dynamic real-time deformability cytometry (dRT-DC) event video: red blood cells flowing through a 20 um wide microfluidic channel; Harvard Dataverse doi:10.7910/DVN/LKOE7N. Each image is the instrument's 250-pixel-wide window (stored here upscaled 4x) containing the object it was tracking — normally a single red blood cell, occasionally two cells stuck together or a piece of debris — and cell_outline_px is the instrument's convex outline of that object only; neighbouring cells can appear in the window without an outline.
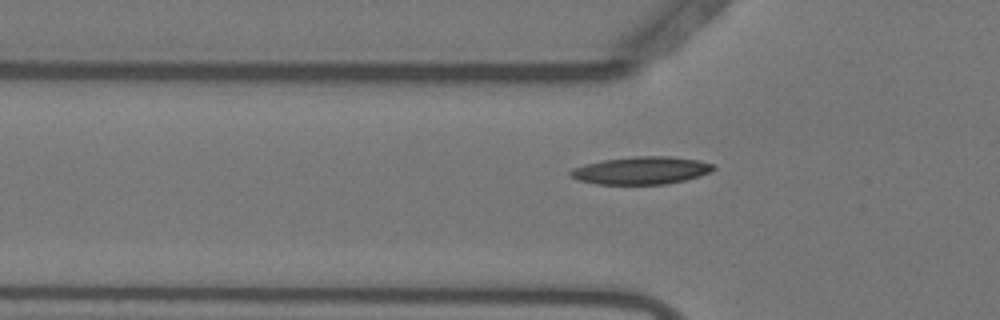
{"species": "Egyptian fruit bat (a non-hibernating species)", "species_latin": "Rousettus aegyptiacus", "temperature_condition": "warm", "stored_images_in_passage": 22, "camera_frame_rate_fps": 3000, "um_per_image_px": 0.085, "animal": {"sex": "female"}, "frame": {"image": 1, "passage_image": 2, "time_ms": 0.333, "image_size_px": [1000, 320], "cell_outline_px": [[716, 168], [700, 176], [684, 180], [664, 184], [596, 184], [576, 180], [568, 172], [572, 168], [584, 164], [604, 160], [636, 156], [668, 156], [696, 160], [712, 164]], "centroid_in_image_um": [54.46, 14.49], "position_along_channel_um": 71.3, "area_um2": 22.83}}
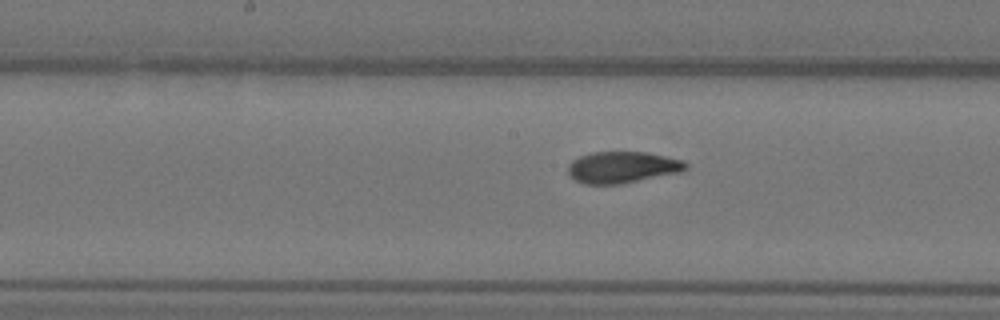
{"frame": {"image": 2, "passage_image": 12, "time_ms": 3.667, "image_size_px": [1000, 320], "cell_outline_px": [[688, 168], [680, 172], [620, 184], [584, 184], [576, 180], [568, 172], [568, 164], [572, 160], [580, 156], [592, 152], [648, 152], [684, 160], [688, 164]], "centroid_in_image_um": [52.92, 14.21], "position_along_channel_um": 195.3, "area_um2": 21.62}}
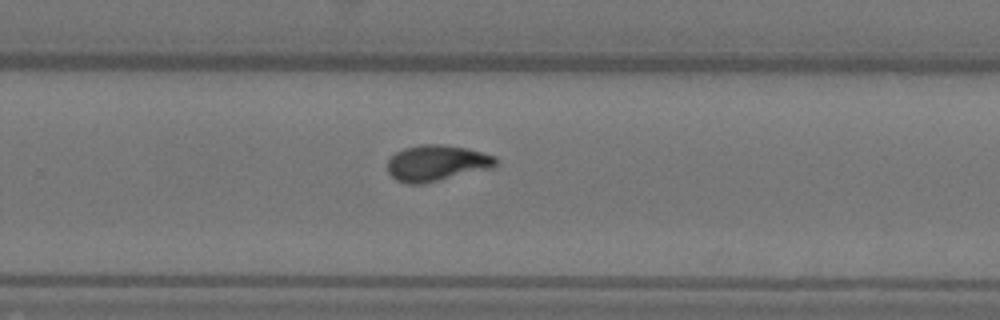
{"frame": {"image": 3, "passage_image": 20, "time_ms": 6.333, "image_size_px": [1000, 320], "cell_outline_px": [[496, 164], [488, 168], [420, 184], [408, 184], [396, 180], [388, 172], [388, 160], [396, 152], [404, 148], [420, 144], [440, 144], [468, 148], [496, 156]], "centroid_in_image_um": [37.07, 13.84], "position_along_channel_um": 292.7, "area_um2": 22.31}}